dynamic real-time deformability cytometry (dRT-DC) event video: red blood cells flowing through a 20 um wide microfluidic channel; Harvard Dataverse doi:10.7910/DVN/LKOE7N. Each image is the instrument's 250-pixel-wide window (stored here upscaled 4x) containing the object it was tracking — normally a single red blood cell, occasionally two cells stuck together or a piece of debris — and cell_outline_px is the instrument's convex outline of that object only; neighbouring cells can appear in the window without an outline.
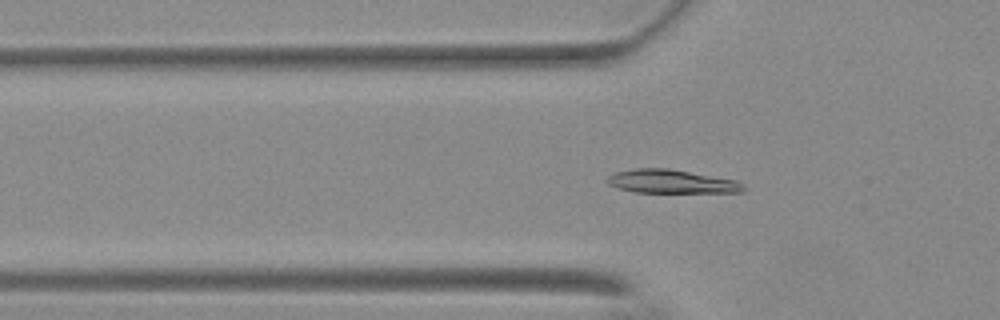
{"species": "Egyptian fruit bat (a non-hibernating species)", "species_latin": "Rousettus aegyptiacus", "temperature_condition": "warm", "stored_images_in_passage": 55, "camera_frame_rate_fps": 3000, "um_per_image_px": 0.085, "animal": {"sex": "female"}, "frame": {"image": 1, "passage_image": 18, "time_ms": 5.667, "image_size_px": [1000, 320], "cell_outline_px": [[748, 188], [744, 192], [632, 192], [616, 188], [608, 184], [604, 180], [608, 176], [616, 172], [636, 168], [668, 168], [736, 180], [744, 184]], "centroid_in_image_um": [57.06, 15.43], "position_along_channel_um": 68.7, "area_um2": 18.84}}
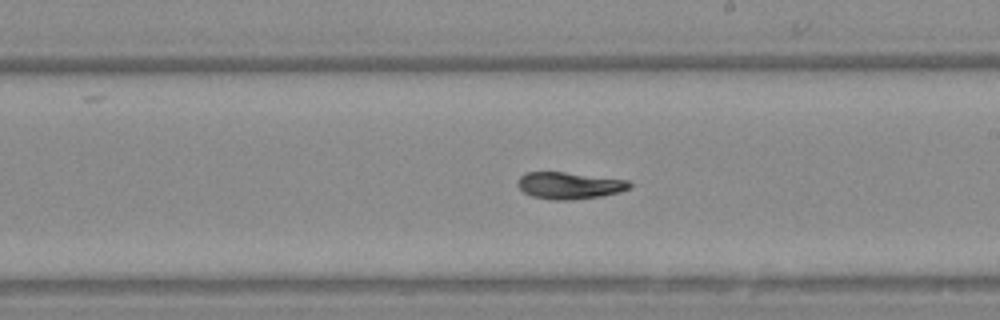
{"frame": {"image": 2, "passage_image": 32, "time_ms": 10.333, "image_size_px": [1000, 320], "cell_outline_px": [[632, 188], [620, 192], [600, 196], [572, 200], [552, 200], [532, 196], [524, 192], [516, 184], [520, 176], [524, 172], [564, 172], [628, 180], [632, 184]], "centroid_in_image_um": [48.4, 15.77], "position_along_channel_um": 240.6, "area_um2": 17.57}}
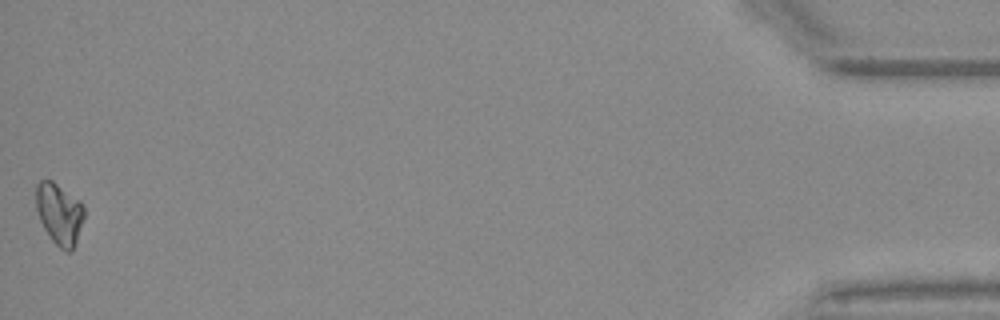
{"frame": {"image": 3, "passage_image": 55, "time_ms": 18.0, "image_size_px": [1000, 320], "cell_outline_px": [[84, 216], [76, 240], [72, 248], [68, 252], [64, 252], [52, 240], [44, 228], [40, 220], [36, 208], [36, 184], [40, 180], [52, 180], [80, 200], [84, 204]], "centroid_in_image_um": [5.04, 18.14], "position_along_channel_um": 430.2, "area_um2": 17.11}, "authors_computed_cell_mechanics": {"area_um2": 17.6868, "velocity_mm_per_s": 3.7001, "shape_relaxation_time_tau1_ms": 5.1007, "shape_relaxation_time_tau2_ms": 5.2882, "deformation_change_tau1": 0.1481, "deformation_change_tau2": 0.0756}}